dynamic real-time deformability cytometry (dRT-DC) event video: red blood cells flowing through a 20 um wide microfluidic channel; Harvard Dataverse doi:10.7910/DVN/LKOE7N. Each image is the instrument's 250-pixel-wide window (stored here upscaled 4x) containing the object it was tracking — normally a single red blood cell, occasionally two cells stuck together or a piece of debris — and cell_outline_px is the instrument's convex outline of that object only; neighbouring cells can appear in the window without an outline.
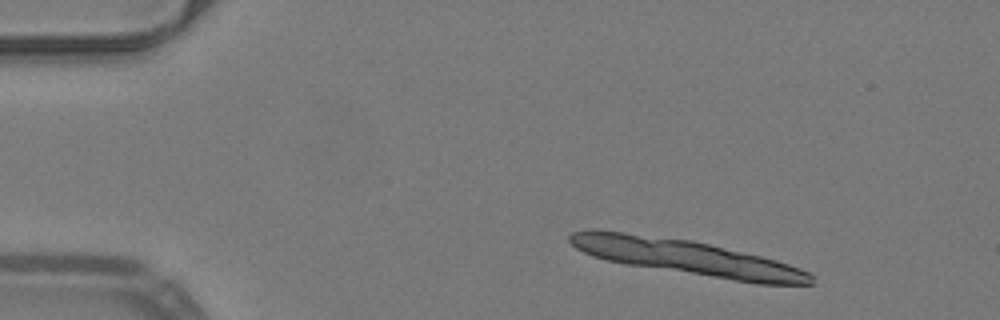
{"species": "common noctule bat (a hibernating species)", "species_latin": "Nyctalus noctula", "temperature_condition": "warm", "stored_images_in_passage": 2, "camera_frame_rate_fps": 3000, "um_per_image_px": 0.085, "animal": {"sex": "male", "body_mass_g": 19.2, "forearm_length_mm": 51.8}, "frame": {"image": 1, "passage_image": 1, "time_ms": 0.0, "image_size_px": [1000, 320], "cell_outline_px": [[804, 284], [784, 284], [744, 280], [656, 264], [684, 244], [700, 244], [768, 260], [792, 268], [800, 272]], "centroid_in_image_um": [62.09, 22.52], "position_along_channel_um": 22.9, "area_um2": 22.66}}